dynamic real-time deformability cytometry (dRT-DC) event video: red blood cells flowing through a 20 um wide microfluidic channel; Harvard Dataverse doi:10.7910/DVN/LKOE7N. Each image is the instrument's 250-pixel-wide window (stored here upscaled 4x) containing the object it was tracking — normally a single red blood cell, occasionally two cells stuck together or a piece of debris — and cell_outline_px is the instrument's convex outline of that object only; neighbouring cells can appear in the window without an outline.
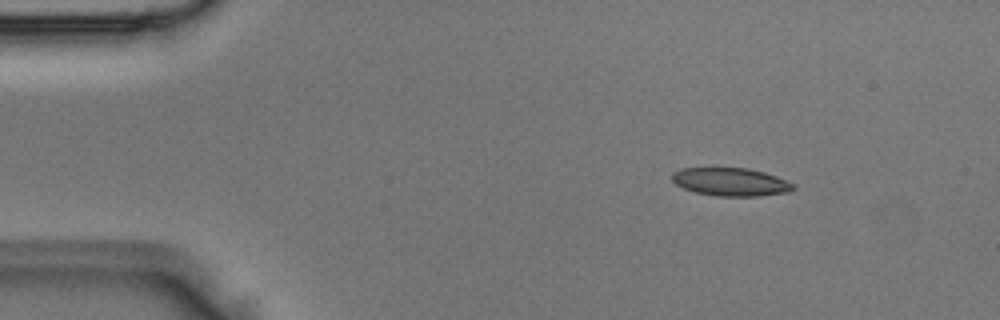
{"species": "Egyptian fruit bat (a non-hibernating species)", "species_latin": "Rousettus aegyptiacus", "temperature_condition": "room temperature", "stored_images_in_passage": 3, "camera_frame_rate_fps": 3000, "um_per_image_px": 0.085, "animal": {"sex": "male"}, "frame": {"image": 1, "passage_image": 2, "time_ms": 0.333, "image_size_px": [1000, 320], "cell_outline_px": [[796, 188], [788, 192], [760, 196], [716, 196], [696, 192], [684, 188], [676, 184], [672, 180], [672, 172], [680, 168], [748, 168], [764, 172], [776, 176], [792, 184]], "centroid_in_image_um": [62.09, 15.46], "position_along_channel_um": 22.9, "area_um2": 19.77}}